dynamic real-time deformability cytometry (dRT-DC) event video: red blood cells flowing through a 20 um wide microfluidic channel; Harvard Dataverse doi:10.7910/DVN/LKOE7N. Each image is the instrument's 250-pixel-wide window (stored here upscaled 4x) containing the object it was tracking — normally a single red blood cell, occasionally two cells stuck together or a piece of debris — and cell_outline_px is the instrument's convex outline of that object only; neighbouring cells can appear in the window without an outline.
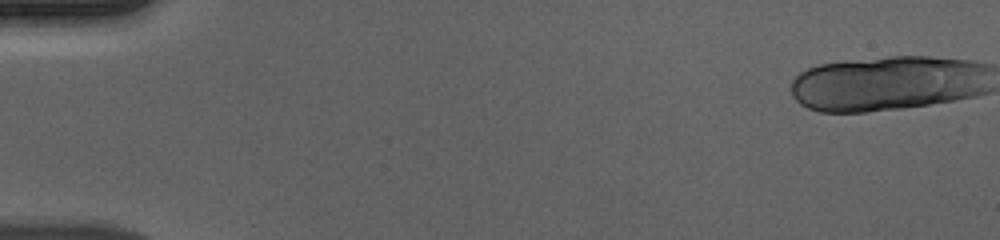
{"species": "human", "species_latin": "Homo sapiens", "temperature_condition": "cold", "stored_images_in_passage": 21, "camera_frame_rate_fps": 3000, "um_per_image_px": 0.085, "donor": {"sex": "male"}, "frame": {"image": 1, "passage_image": 1, "time_ms": 0.0, "image_size_px": [1000, 240], "cell_outline_px": [[972, 64], [968, 96], [948, 100], [924, 104], [860, 112], [824, 112], [812, 108], [804, 104], [792, 92], [792, 84], [796, 76], [812, 68], [824, 64], [900, 56], [920, 56], [960, 60]], "centroid_in_image_um": [75.0, 7.1], "position_along_channel_um": 10.0, "area_um2": 57.86}}